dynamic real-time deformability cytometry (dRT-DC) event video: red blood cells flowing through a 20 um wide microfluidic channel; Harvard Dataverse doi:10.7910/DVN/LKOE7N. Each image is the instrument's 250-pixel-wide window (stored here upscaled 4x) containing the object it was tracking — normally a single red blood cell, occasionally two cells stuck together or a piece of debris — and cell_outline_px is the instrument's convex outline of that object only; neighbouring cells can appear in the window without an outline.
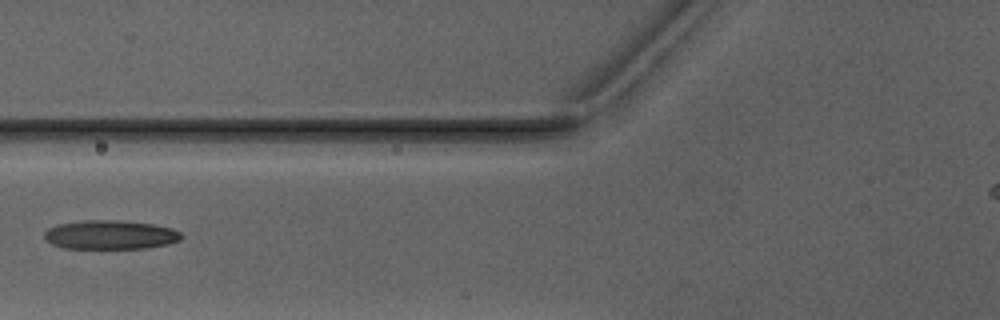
{"species": "Egyptian fruit bat (a non-hibernating species)", "species_latin": "Rousettus aegyptiacus", "temperature_condition": "warm", "stored_images_in_passage": 5, "camera_frame_rate_fps": 3000, "um_per_image_px": 0.085, "animal": {"sex": "male"}, "frame": {"image": 1, "passage_image": 5, "time_ms": 4.667, "image_size_px": [1000, 320], "cell_outline_px": [[184, 236], [180, 240], [168, 244], [144, 248], [64, 248], [52, 244], [44, 240], [44, 232], [48, 228], [60, 224], [84, 220], [120, 220], [152, 224], [172, 228], [180, 232]], "centroid_in_image_um": [9.38, 19.95], "position_along_channel_um": 116.4, "area_um2": 23.18}}